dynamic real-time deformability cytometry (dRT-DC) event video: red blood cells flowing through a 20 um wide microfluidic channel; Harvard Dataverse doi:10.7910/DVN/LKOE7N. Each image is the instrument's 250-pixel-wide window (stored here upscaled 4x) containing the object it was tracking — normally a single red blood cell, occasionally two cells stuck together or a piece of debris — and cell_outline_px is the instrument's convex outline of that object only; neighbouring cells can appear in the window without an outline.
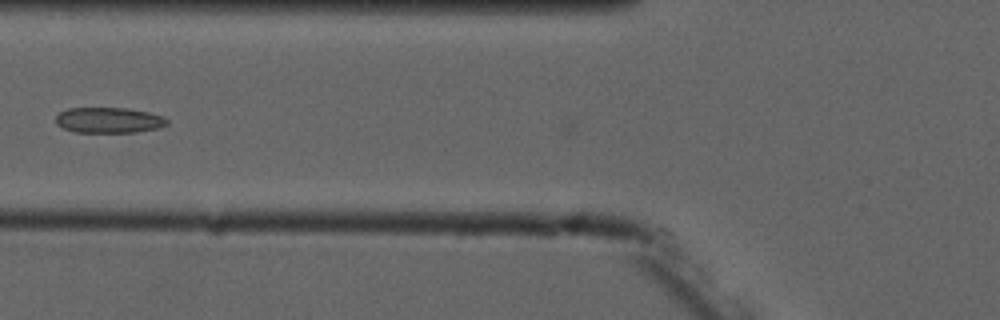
{"species": "common noctule bat (a hibernating species)", "species_latin": "Nyctalus noctula", "temperature_condition": "cold", "stored_images_in_passage": 8, "camera_frame_rate_fps": 3000, "um_per_image_px": 0.085, "animal": {"sex": "male", "forearm_length_mm": 52.5}, "frame": {"image": 1, "passage_image": 6, "time_ms": 6.333, "image_size_px": [1000, 320], "cell_outline_px": [[168, 124], [156, 128], [136, 132], [76, 132], [64, 128], [56, 124], [56, 116], [60, 112], [68, 108], [128, 108], [148, 112], [164, 116], [168, 120]], "centroid_in_image_um": [9.26, 10.21], "position_along_channel_um": 116.5, "area_um2": 16.53}}
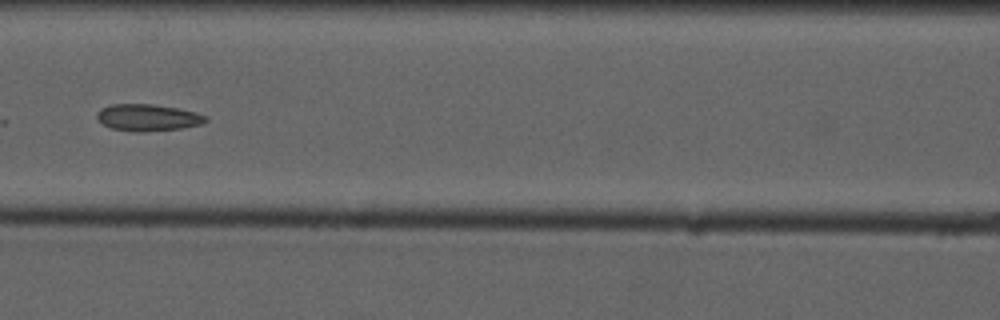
{"frame": {"image": 2, "passage_image": 7, "time_ms": 7.333, "image_size_px": [1000, 320], "cell_outline_px": [[208, 120], [200, 124], [180, 128], [140, 132], [136, 132], [112, 128], [104, 124], [96, 116], [96, 112], [100, 108], [112, 104], [152, 104], [176, 108], [196, 112], [208, 116]], "centroid_in_image_um": [12.56, 9.98], "position_along_channel_um": 154.0, "area_um2": 16.82}}
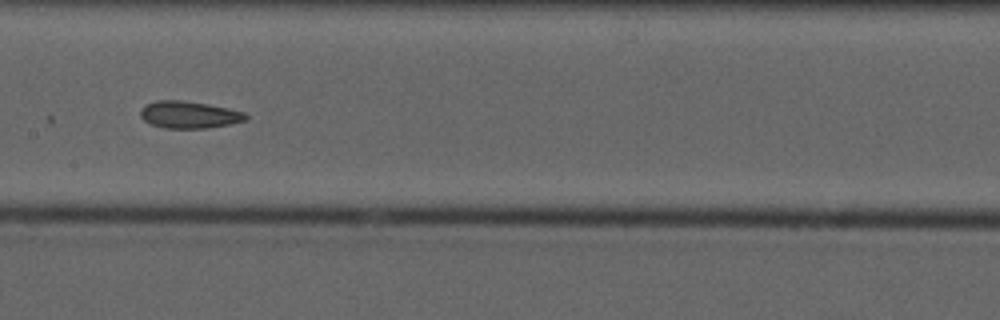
{"frame": {"image": 3, "passage_image": 8, "time_ms": 8.333, "image_size_px": [1000, 320], "cell_outline_px": [[248, 120], [232, 124], [208, 128], [164, 128], [148, 124], [140, 116], [140, 112], [148, 104], [156, 100], [184, 100], [208, 104], [228, 108], [244, 112], [248, 116]], "centroid_in_image_um": [16.11, 9.76], "position_along_channel_um": 191.3, "area_um2": 16.76}}